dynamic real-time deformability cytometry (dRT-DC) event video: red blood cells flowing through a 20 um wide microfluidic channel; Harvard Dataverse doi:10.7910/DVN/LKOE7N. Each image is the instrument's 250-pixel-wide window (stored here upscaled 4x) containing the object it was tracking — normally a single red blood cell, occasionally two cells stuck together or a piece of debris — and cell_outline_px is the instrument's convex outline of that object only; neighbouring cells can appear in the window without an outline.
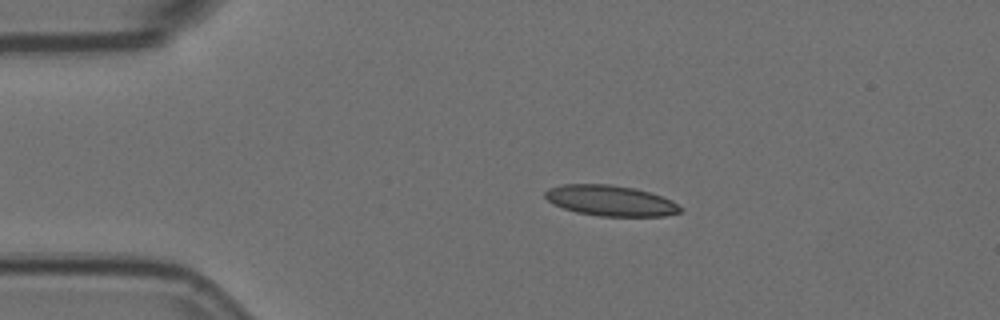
{"species": "Egyptian fruit bat (a non-hibernating species)", "species_latin": "Rousettus aegyptiacus", "temperature_condition": "room temperature", "stored_images_in_passage": 4, "camera_frame_rate_fps": 3000, "um_per_image_px": 0.085, "animal": {"sex": "female"}, "frame": {"image": 1, "passage_image": 1, "time_ms": 0.0, "image_size_px": [1000, 320], "cell_outline_px": [[684, 208], [680, 212], [664, 216], [600, 216], [576, 212], [552, 204], [544, 196], [544, 192], [548, 188], [560, 184], [612, 184], [636, 188], [672, 200]], "centroid_in_image_um": [51.88, 17.05], "position_along_channel_um": 33.1, "area_um2": 24.28}}
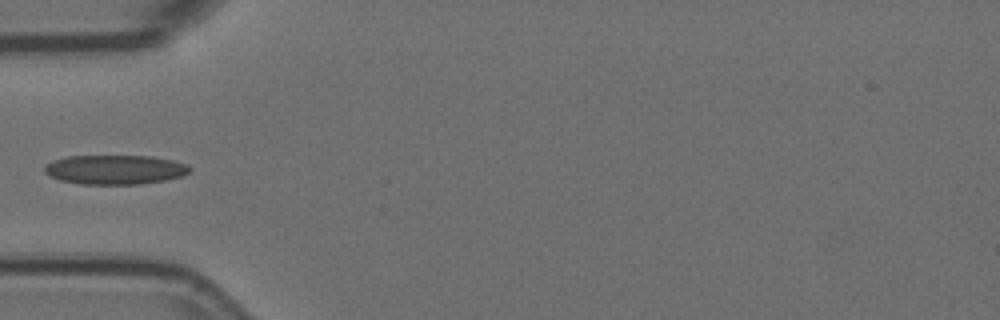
{"frame": {"image": 2, "passage_image": 3, "time_ms": 0.667, "image_size_px": [1000, 320], "cell_outline_px": [[192, 168], [184, 176], [164, 180], [140, 184], [80, 184], [60, 180], [48, 176], [44, 172], [44, 168], [52, 160], [68, 156], [152, 156], [172, 160], [188, 164]], "centroid_in_image_um": [9.78, 14.42], "position_along_channel_um": 75.2, "area_um2": 24.97}}
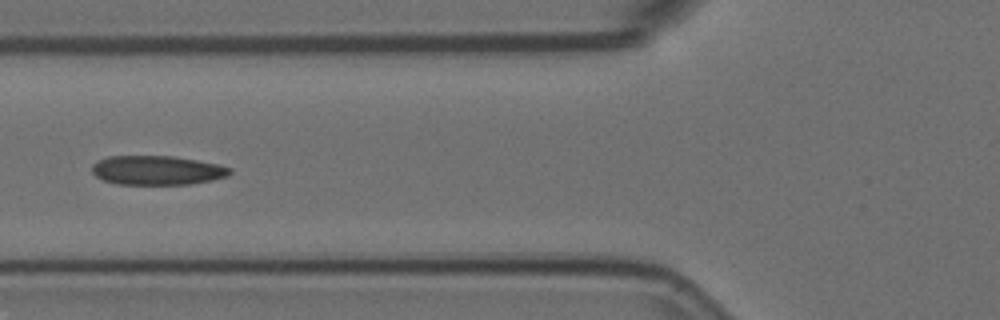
{"frame": {"image": 3, "passage_image": 4, "time_ms": 1.0, "image_size_px": [1000, 320], "cell_outline_px": [[232, 172], [228, 176], [212, 180], [188, 184], [116, 184], [104, 180], [96, 176], [92, 172], [92, 164], [96, 160], [108, 156], [172, 156], [220, 164], [232, 168]], "centroid_in_image_um": [13.35, 14.47], "position_along_channel_um": 112.4, "area_um2": 23.58}}